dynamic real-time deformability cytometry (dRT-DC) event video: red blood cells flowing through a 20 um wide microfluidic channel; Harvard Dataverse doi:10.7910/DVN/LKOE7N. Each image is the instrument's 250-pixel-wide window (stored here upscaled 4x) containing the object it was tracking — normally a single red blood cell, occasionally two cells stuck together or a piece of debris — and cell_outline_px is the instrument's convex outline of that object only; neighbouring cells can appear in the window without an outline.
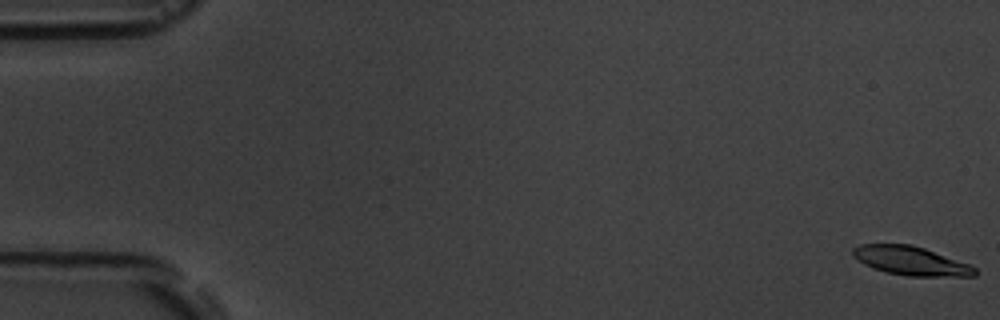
{"species": "common noctule bat (a hibernating species)", "species_latin": "Nyctalus noctula", "temperature_condition": "room temperature", "stored_images_in_passage": 5, "camera_frame_rate_fps": 3000, "um_per_image_px": 0.085, "animal": {"sex": "male", "body_mass_g": 19.5, "forearm_length_mm": 54.6}, "frame": {"image": 1, "passage_image": 1, "time_ms": 0.0, "image_size_px": [1000, 320], "cell_outline_px": [[976, 276], [908, 276], [888, 272], [872, 268], [864, 264], [852, 256], [852, 248], [860, 244], [912, 244], [924, 248], [968, 264], [976, 268]], "centroid_in_image_um": [77.38, 22.16], "position_along_channel_um": 7.6, "area_um2": 20.35}}
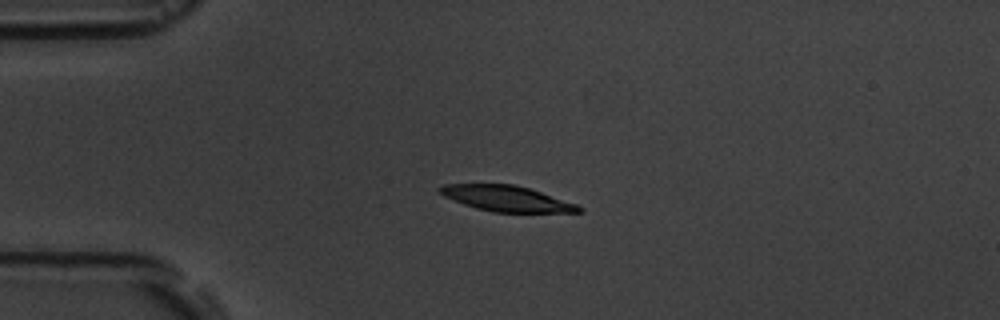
{"frame": {"image": 2, "passage_image": 4, "time_ms": 4.333, "image_size_px": [1000, 320], "cell_outline_px": [[584, 212], [492, 212], [476, 208], [464, 204], [444, 196], [436, 188], [444, 184], [512, 184], [528, 188], [576, 204], [584, 208]], "centroid_in_image_um": [43.05, 16.88], "position_along_channel_um": 42.0, "area_um2": 20.52}}